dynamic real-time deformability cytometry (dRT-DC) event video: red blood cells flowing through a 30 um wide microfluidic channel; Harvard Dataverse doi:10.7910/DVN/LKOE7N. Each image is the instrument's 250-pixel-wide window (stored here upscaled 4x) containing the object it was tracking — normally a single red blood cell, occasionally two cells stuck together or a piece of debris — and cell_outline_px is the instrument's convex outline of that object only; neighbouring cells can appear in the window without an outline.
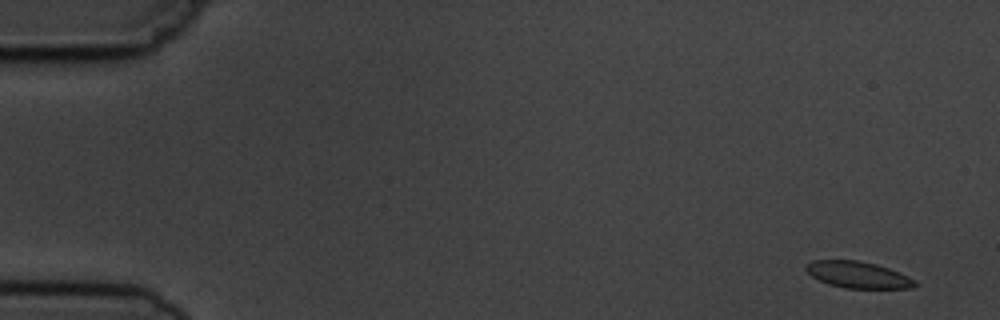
{"species": "common noctule bat (a hibernating species)", "species_latin": "Nyctalus noctula", "temperature_condition": "cold", "stored_images_in_passage": 6, "camera_frame_rate_fps": 3000, "um_per_image_px": 0.085, "animal": {"sex": "male", "body_mass_g": 19.5, "forearm_length_mm": 54.6}, "frame": {"image": 1, "passage_image": 1, "time_ms": 0.0, "image_size_px": [1000, 320], "cell_outline_px": [[920, 284], [912, 288], [844, 288], [828, 284], [812, 276], [804, 268], [812, 260], [856, 260], [876, 264], [888, 268], [908, 276], [916, 280]], "centroid_in_image_um": [72.96, 23.36], "position_along_channel_um": 12.0, "area_um2": 16.82}}
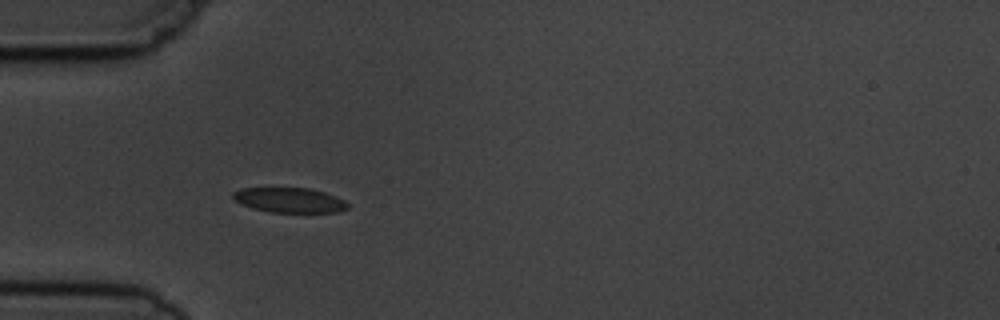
{"frame": {"image": 2, "passage_image": 5, "time_ms": 4.667, "image_size_px": [1000, 320], "cell_outline_px": [[348, 208], [340, 212], [268, 212], [252, 208], [240, 204], [232, 196], [232, 192], [240, 188], [268, 184], [308, 188], [324, 192], [336, 196], [344, 200], [348, 204]], "centroid_in_image_um": [24.51, 16.95], "position_along_channel_um": 60.5, "area_um2": 17.69}}
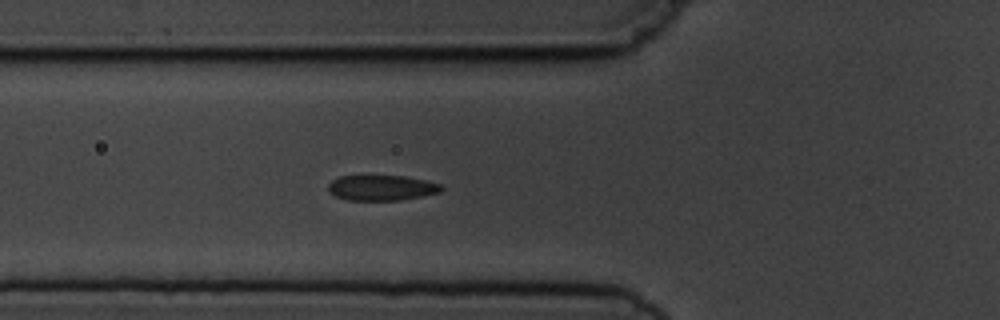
{"frame": {"image": 3, "passage_image": 6, "time_ms": 5.667, "image_size_px": [1000, 320], "cell_outline_px": [[444, 188], [440, 192], [400, 200], [348, 200], [336, 196], [328, 192], [328, 184], [332, 180], [340, 176], [404, 176], [424, 180], [440, 184]], "centroid_in_image_um": [32.41, 15.96], "position_along_channel_um": 93.4, "area_um2": 16.59}}